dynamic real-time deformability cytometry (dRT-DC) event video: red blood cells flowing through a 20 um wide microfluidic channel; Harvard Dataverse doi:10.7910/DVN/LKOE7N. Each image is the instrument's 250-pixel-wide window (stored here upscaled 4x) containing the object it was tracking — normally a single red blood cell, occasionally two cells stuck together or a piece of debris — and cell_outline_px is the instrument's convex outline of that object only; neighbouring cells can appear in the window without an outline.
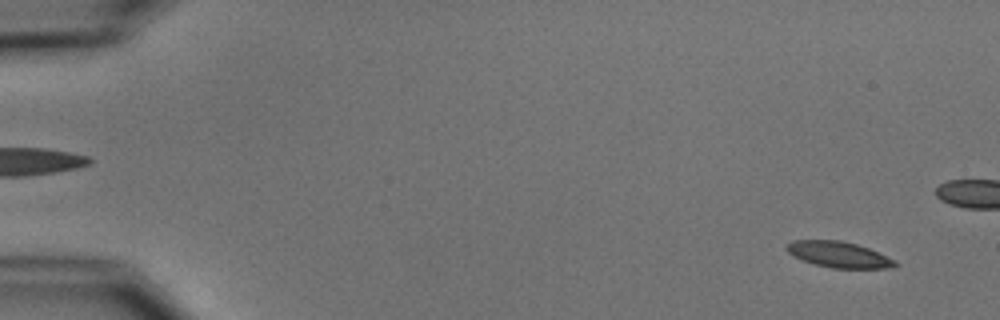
{"species": "common noctule bat (a hibernating species)", "species_latin": "Nyctalus noctula", "temperature_condition": "cold", "stored_images_in_passage": 56, "camera_frame_rate_fps": 3000, "um_per_image_px": 0.085, "animal": {"sex": "male", "body_mass_g": 15.6}, "frame": {"image": 1, "passage_image": 4, "time_ms": 1.0, "image_size_px": [1000, 320], "cell_outline_px": [[900, 264], [892, 268], [832, 268], [816, 264], [804, 260], [788, 252], [784, 248], [792, 240], [840, 240], [856, 244], [868, 248], [896, 260]], "centroid_in_image_um": [71.33, 21.63], "position_along_channel_um": 13.7, "area_um2": 16.24}}
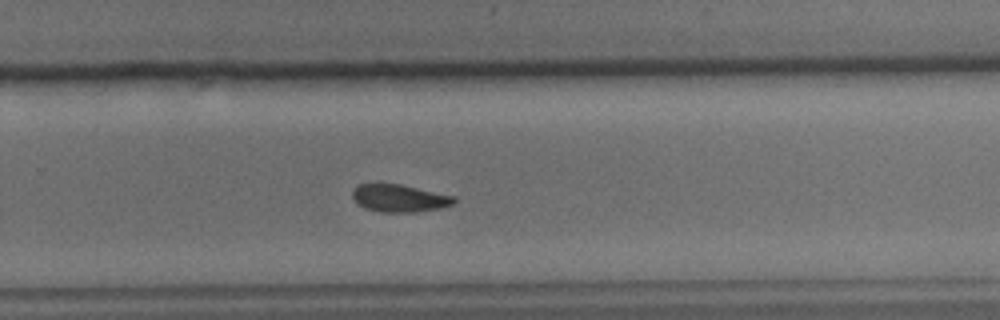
{"frame": {"image": 2, "passage_image": 37, "time_ms": 12.0, "image_size_px": [1000, 320], "cell_outline_px": [[456, 200], [452, 204], [440, 208], [416, 212], [380, 212], [364, 208], [356, 204], [352, 196], [352, 188], [356, 184], [380, 180], [400, 184], [456, 196]], "centroid_in_image_um": [33.84, 16.8], "position_along_channel_um": 296.0, "area_um2": 17.11}}
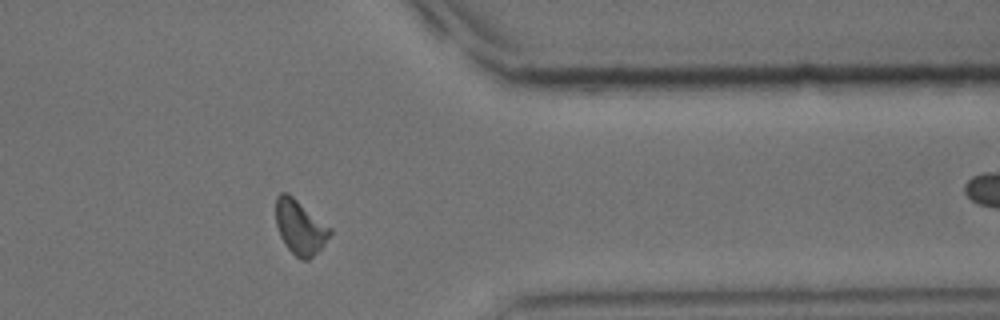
{"frame": {"image": 3, "passage_image": 45, "time_ms": 14.667, "image_size_px": [1000, 320], "cell_outline_px": [[332, 232], [324, 244], [308, 260], [300, 260], [288, 248], [280, 236], [276, 224], [276, 196], [280, 192], [288, 192], [332, 228]], "centroid_in_image_um": [25.5, 19.28], "position_along_channel_um": 385.9, "area_um2": 17.11}, "authors_computed_cell_mechanics": {"area_um2": 16.7042, "velocity_mm_per_s": 3.7349, "shape_relaxation_time_tau1_ms": 5.9997, "shape_relaxation_time_tau2_ms": 8.6116, "deformation_change_tau1": 0.1434, "deformation_change_tau2": 0.1575}}